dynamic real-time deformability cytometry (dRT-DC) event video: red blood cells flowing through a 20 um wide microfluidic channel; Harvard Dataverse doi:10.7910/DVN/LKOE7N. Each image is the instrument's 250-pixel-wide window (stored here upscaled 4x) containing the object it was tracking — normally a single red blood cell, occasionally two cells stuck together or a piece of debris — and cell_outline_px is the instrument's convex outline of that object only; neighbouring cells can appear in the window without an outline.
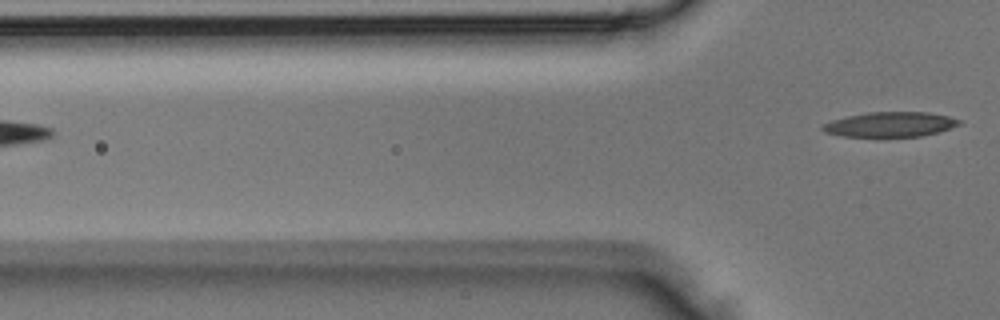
{"species": "Egyptian fruit bat (a non-hibernating species)", "species_latin": "Rousettus aegyptiacus", "temperature_condition": "room temperature", "stored_images_in_passage": 2, "camera_frame_rate_fps": 3000, "um_per_image_px": 0.085, "animal": {"sex": "male"}, "frame": {"image": 1, "passage_image": 2, "time_ms": 0.333, "image_size_px": [1000, 320], "cell_outline_px": [[964, 120], [960, 124], [936, 132], [920, 136], [840, 136], [824, 132], [820, 128], [824, 124], [832, 120], [848, 116], [868, 112], [928, 112], [948, 116]], "centroid_in_image_um": [75.66, 10.56], "position_along_channel_um": 50.1, "area_um2": 19.59}}